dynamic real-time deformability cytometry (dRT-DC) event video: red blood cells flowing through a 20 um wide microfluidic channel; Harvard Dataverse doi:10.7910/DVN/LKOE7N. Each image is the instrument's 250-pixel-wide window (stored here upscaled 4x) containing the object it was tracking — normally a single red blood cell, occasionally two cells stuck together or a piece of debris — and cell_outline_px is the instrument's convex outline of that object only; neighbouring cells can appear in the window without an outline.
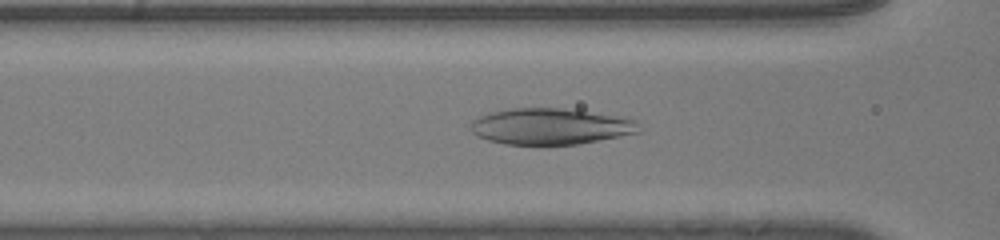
{"species": "human", "species_latin": "Homo sapiens", "temperature_condition": "room temperature", "stored_images_in_passage": 38, "camera_frame_rate_fps": 3000, "um_per_image_px": 0.085, "donor": {"sex": "male"}, "frame": {"image": 1, "passage_image": 11, "time_ms": 3.333, "image_size_px": [1000, 240], "cell_outline_px": [[640, 132], [580, 144], [544, 148], [504, 144], [488, 140], [472, 132], [472, 120], [488, 112], [512, 108], [560, 108], [616, 116], [636, 120]], "centroid_in_image_um": [46.76, 10.79], "position_along_channel_um": 119.8, "area_um2": 36.18}}
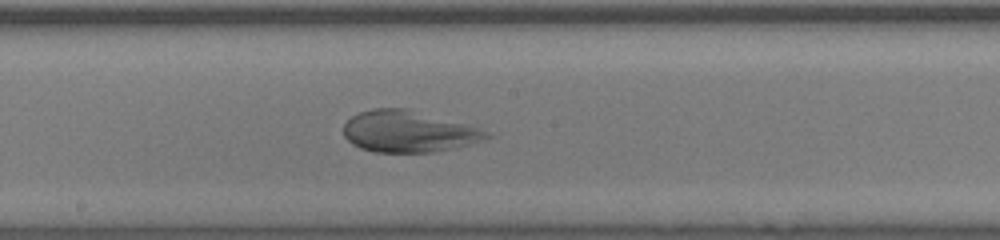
{"frame": {"image": 2, "passage_image": 18, "time_ms": 5.667, "image_size_px": [1000, 240], "cell_outline_px": [[492, 136], [484, 140], [468, 144], [432, 152], [376, 152], [360, 148], [352, 144], [344, 136], [344, 124], [352, 116], [360, 112], [372, 108], [408, 108], [464, 124], [476, 128]], "centroid_in_image_um": [34.64, 11.17], "position_along_channel_um": 213.6, "area_um2": 33.99}}
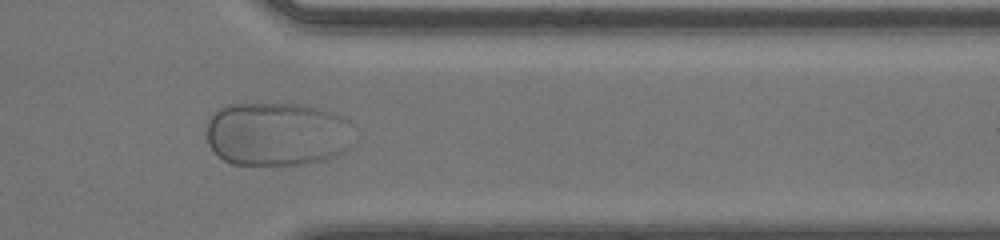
{"frame": {"image": 3, "passage_image": 31, "time_ms": 10.0, "image_size_px": [1000, 240], "cell_outline_px": [[348, 144], [340, 152], [324, 160], [304, 164], [232, 164], [216, 156], [208, 144], [204, 132], [208, 116], [216, 108], [224, 104], [300, 104], [332, 112], [348, 120]], "centroid_in_image_um": [23.38, 11.37], "position_along_channel_um": 388.0, "area_um2": 54.79}, "authors_computed_cell_mechanics": {"area_um2": 44.0725, "velocity_mm_per_s": 4.0188, "shape_relaxation_time_tau1_ms": 6.5619, "shape_relaxation_time_tau2_ms": null, "deformation_change_tau1": 0.2842, "deformation_change_tau2": null}}